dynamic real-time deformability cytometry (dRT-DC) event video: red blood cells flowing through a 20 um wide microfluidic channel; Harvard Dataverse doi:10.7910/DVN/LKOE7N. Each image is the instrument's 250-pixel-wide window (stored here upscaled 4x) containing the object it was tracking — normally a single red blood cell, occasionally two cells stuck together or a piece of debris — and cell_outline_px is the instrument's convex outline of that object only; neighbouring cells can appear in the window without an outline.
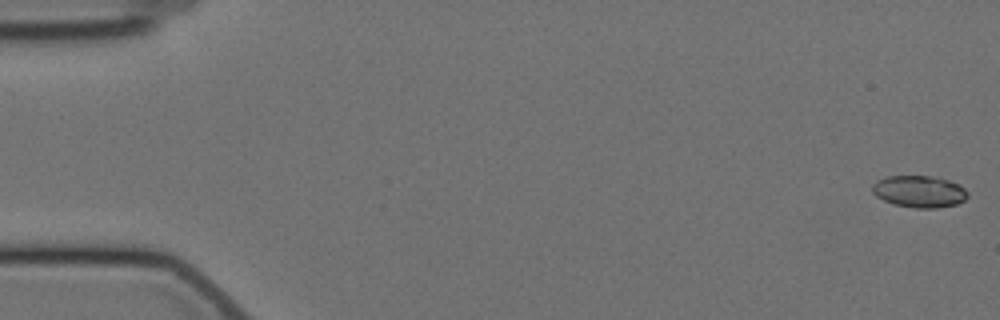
{"species": "Egyptian fruit bat (a non-hibernating species)", "species_latin": "Rousettus aegyptiacus", "temperature_condition": "cold", "stored_images_in_passage": 58, "camera_frame_rate_fps": 3000, "um_per_image_px": 0.085, "animal": {"sex": "female"}, "frame": {"image": 1, "passage_image": 1, "time_ms": 0.0, "image_size_px": [1000, 320], "cell_outline_px": [[968, 196], [964, 200], [956, 204], [936, 208], [916, 208], [892, 204], [876, 196], [872, 192], [872, 184], [876, 180], [888, 176], [936, 176], [948, 180], [964, 188], [968, 192]], "centroid_in_image_um": [78.11, 16.27], "position_along_channel_um": 6.9, "area_um2": 17.74}}
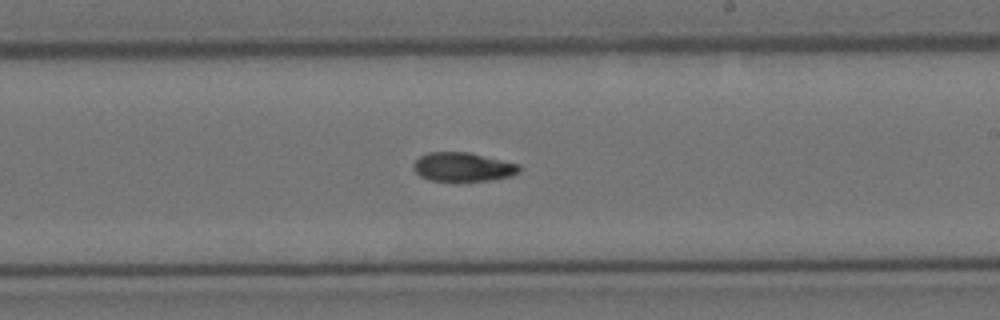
{"frame": {"image": 2, "passage_image": 34, "time_ms": 11.0, "image_size_px": [1000, 320], "cell_outline_px": [[520, 172], [512, 176], [492, 180], [428, 180], [420, 176], [412, 168], [412, 164], [420, 156], [428, 152], [468, 152], [520, 164]], "centroid_in_image_um": [39.35, 14.18], "position_along_channel_um": 249.7, "area_um2": 17.8}}
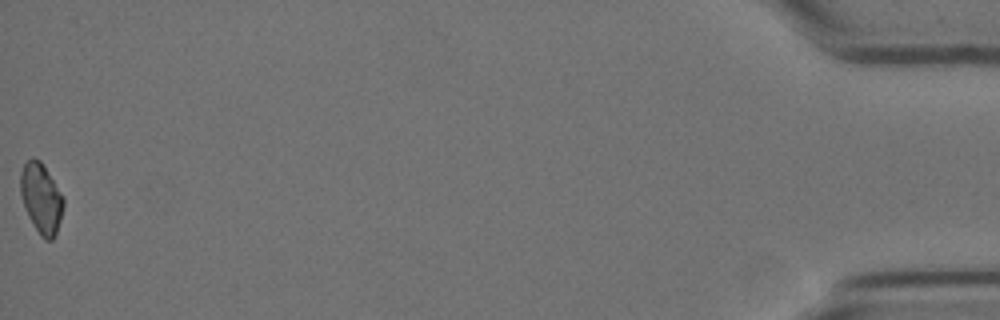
{"frame": {"image": 3, "passage_image": 58, "time_ms": 19.0, "image_size_px": [1000, 320], "cell_outline_px": [[64, 204], [60, 220], [56, 232], [52, 240], [44, 240], [40, 236], [28, 216], [20, 192], [20, 172], [24, 164], [32, 156], [40, 160], [64, 196]], "centroid_in_image_um": [3.5, 16.84], "position_along_channel_um": 431.7, "area_um2": 17.51}}